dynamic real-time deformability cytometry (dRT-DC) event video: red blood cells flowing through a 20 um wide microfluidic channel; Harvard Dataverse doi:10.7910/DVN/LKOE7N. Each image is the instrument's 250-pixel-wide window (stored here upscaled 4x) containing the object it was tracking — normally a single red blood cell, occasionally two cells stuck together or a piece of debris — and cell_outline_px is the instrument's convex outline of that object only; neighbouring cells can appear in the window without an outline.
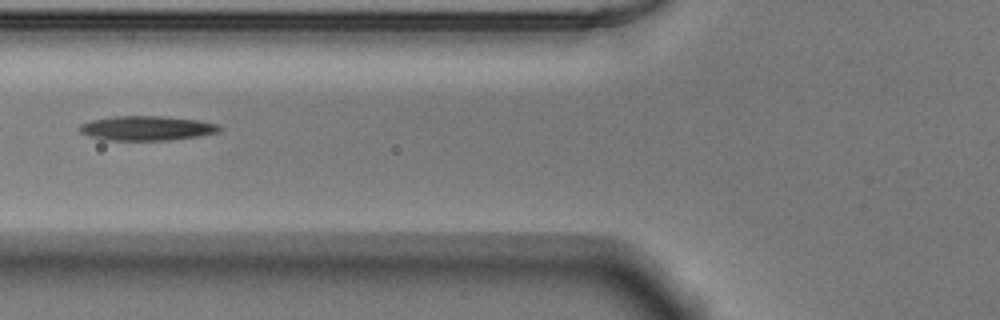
{"species": "Egyptian fruit bat (a non-hibernating species)", "species_latin": "Rousettus aegyptiacus", "temperature_condition": "warm", "stored_images_in_passage": 42, "segment_of_instrument_passage": [2, 2], "camera_frame_rate_fps": 3000, "um_per_image_px": 0.085, "animal": {"sex": "male"}, "frame": {"image": 1, "passage_image": 11, "time_ms": 3.333, "image_size_px": [1000, 320], "cell_outline_px": [[224, 128], [220, 132], [200, 136], [168, 140], [100, 140], [80, 132], [80, 124], [92, 120], [116, 116], [164, 116], [196, 120], [220, 124]], "centroid_in_image_um": [12.52, 10.9], "position_along_channel_um": 113.3, "area_um2": 20.11}}
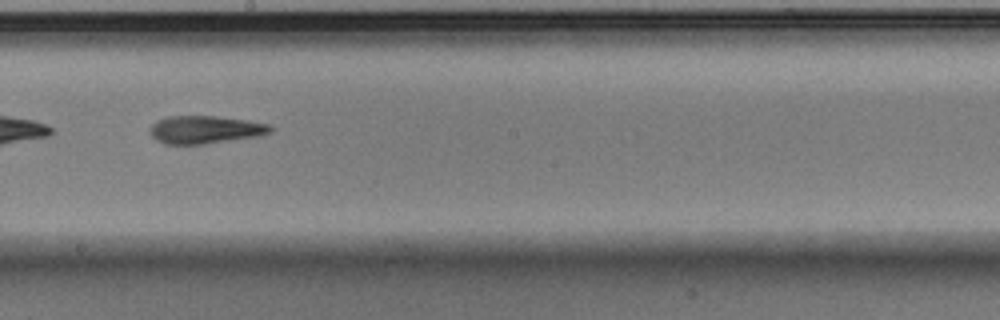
{"frame": {"image": 2, "passage_image": 20, "time_ms": 6.333, "image_size_px": [1000, 320], "cell_outline_px": [[272, 132], [256, 136], [204, 144], [164, 144], [156, 140], [152, 136], [148, 128], [156, 120], [168, 116], [216, 116], [248, 120], [272, 124]], "centroid_in_image_um": [17.42, 11.01], "position_along_channel_um": 230.8, "area_um2": 19.65}}
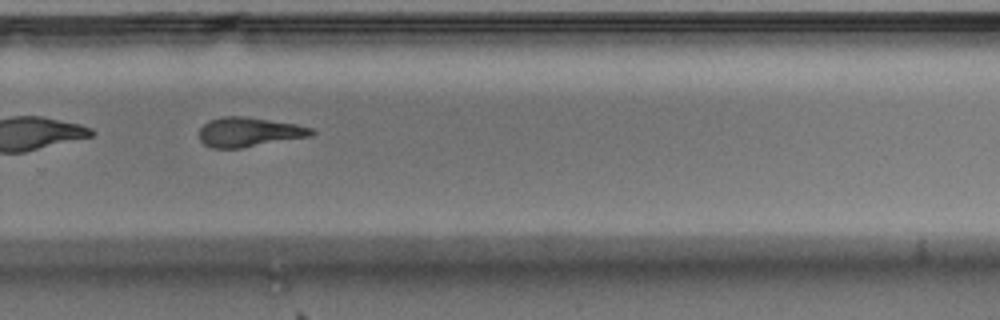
{"frame": {"image": 3, "passage_image": 26, "time_ms": 8.333, "image_size_px": [1000, 320], "cell_outline_px": [[316, 132], [312, 136], [240, 148], [212, 148], [204, 144], [200, 140], [200, 128], [208, 120], [220, 116], [244, 116], [296, 124], [312, 128]], "centroid_in_image_um": [21.16, 11.22], "position_along_channel_um": 308.6, "area_um2": 19.31}}